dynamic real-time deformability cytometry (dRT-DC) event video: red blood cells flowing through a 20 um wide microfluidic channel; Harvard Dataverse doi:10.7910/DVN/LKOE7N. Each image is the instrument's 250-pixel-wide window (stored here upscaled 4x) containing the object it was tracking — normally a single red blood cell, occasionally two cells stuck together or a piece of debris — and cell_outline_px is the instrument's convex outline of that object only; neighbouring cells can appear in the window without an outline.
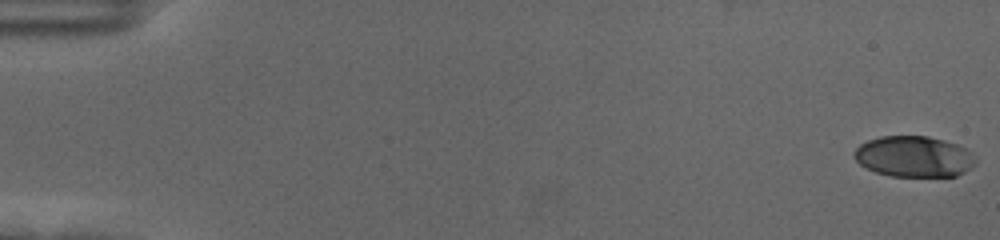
{"species": "human", "species_latin": "Homo sapiens", "temperature_condition": "cold", "stored_images_in_passage": 57, "camera_frame_rate_fps": 3000, "um_per_image_px": 0.085, "donor": {"sex": "female"}, "frame": {"image": 1, "passage_image": 1, "time_ms": 0.0, "image_size_px": [1000, 240], "cell_outline_px": [[976, 164], [972, 168], [956, 176], [892, 176], [876, 172], [860, 164], [856, 160], [852, 152], [860, 144], [868, 140], [880, 136], [928, 136], [944, 140], [956, 144], [972, 152], [976, 160]], "centroid_in_image_um": [77.7, 13.3], "position_along_channel_um": 7.3, "area_um2": 29.02}}
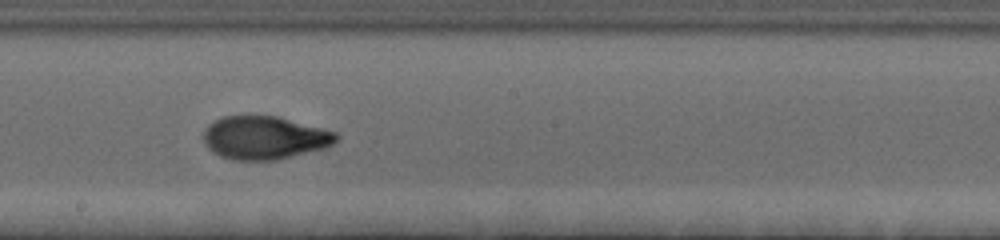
{"frame": {"image": 2, "passage_image": 33, "time_ms": 10.667, "image_size_px": [1000, 240], "cell_outline_px": [[340, 136], [332, 144], [324, 148], [276, 160], [232, 160], [220, 156], [212, 152], [204, 144], [204, 128], [208, 124], [224, 116], [276, 116], [336, 132]], "centroid_in_image_um": [22.45, 11.71], "position_along_channel_um": 225.8, "area_um2": 33.23}}
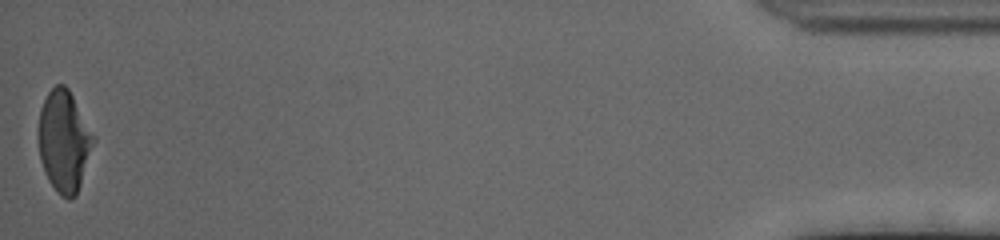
{"frame": {"image": 3, "passage_image": 57, "time_ms": 18.667, "image_size_px": [1000, 240], "cell_outline_px": [[96, 140], [76, 196], [68, 200], [60, 196], [48, 180], [44, 172], [40, 160], [36, 136], [36, 132], [40, 108], [48, 92], [56, 84], [64, 84], [68, 88], [96, 136]], "centroid_in_image_um": [5.43, 12.0], "position_along_channel_um": 429.8, "area_um2": 33.29}, "authors_computed_cell_mechanics": {"area_um2": 32.3102, "velocity_mm_per_s": 3.6309, "shape_relaxation_time_tau1_ms": 5.4545, "shape_relaxation_time_tau2_ms": 1.3103, "deformation_change_tau1": 0.217, "deformation_change_tau2": 0.0618}}